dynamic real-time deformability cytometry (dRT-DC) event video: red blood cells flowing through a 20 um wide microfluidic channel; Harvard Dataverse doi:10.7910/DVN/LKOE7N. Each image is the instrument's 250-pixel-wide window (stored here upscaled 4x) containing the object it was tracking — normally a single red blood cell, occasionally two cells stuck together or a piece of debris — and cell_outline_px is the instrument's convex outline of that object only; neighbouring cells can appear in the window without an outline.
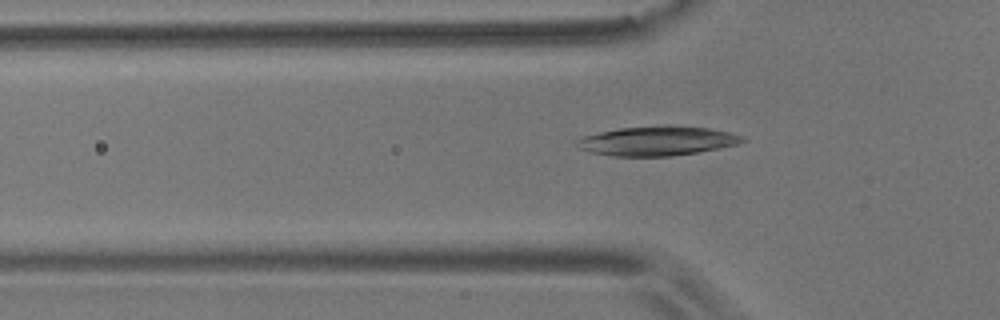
{"species": "common noctule bat (a hibernating species)", "species_latin": "Nyctalus noctula", "temperature_condition": "room temperature", "stored_images_in_passage": 54, "camera_frame_rate_fps": 3000, "um_per_image_px": 0.085, "animal": {"sex": "male", "body_mass_g": 17.9}, "frame": {"image": 1, "passage_image": 17, "time_ms": 5.333, "image_size_px": [1000, 320], "cell_outline_px": [[744, 140], [736, 144], [696, 152], [672, 156], [612, 156], [592, 152], [580, 148], [576, 144], [576, 140], [584, 136], [600, 132], [620, 128], [668, 124], [708, 128], [728, 132], [744, 136]], "centroid_in_image_um": [55.84, 11.96], "position_along_channel_um": 70.0, "area_um2": 28.15}}
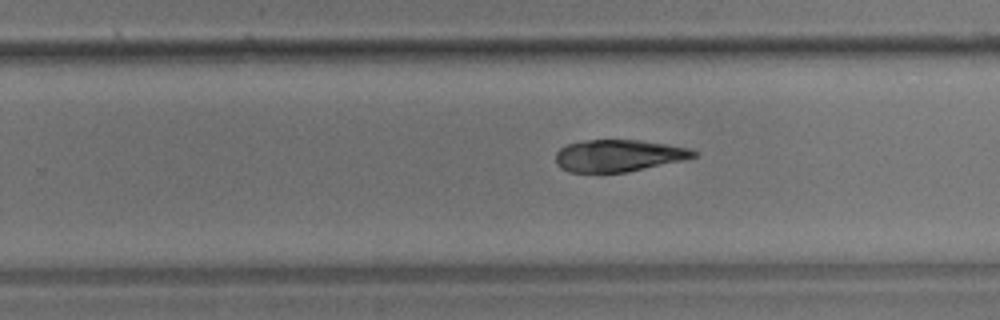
{"frame": {"image": 2, "passage_image": 34, "time_ms": 11.0, "image_size_px": [1000, 320], "cell_outline_px": [[700, 152], [696, 156], [684, 160], [628, 172], [568, 172], [560, 168], [556, 164], [556, 152], [560, 148], [568, 144], [584, 140], [640, 140], [688, 148]], "centroid_in_image_um": [52.57, 13.23], "position_along_channel_um": 277.2, "area_um2": 25.72}}
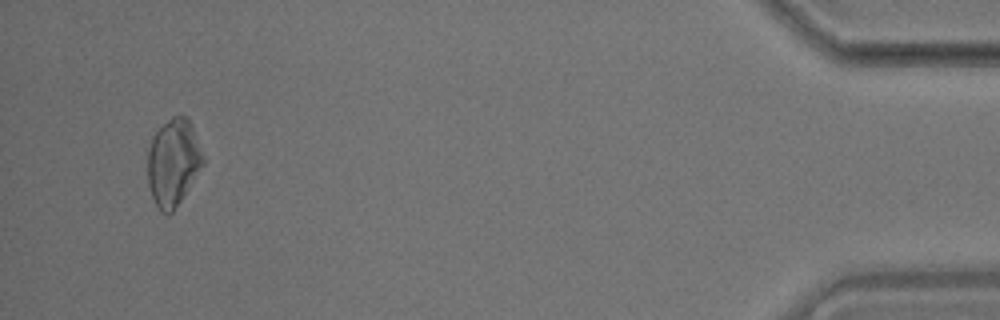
{"frame": {"image": 3, "passage_image": 52, "time_ms": 17.0, "image_size_px": [1000, 320], "cell_outline_px": [[204, 164], [172, 212], [168, 216], [160, 212], [152, 196], [148, 184], [148, 152], [152, 136], [172, 116], [184, 116], [192, 124], [204, 156]], "centroid_in_image_um": [14.73, 13.81], "position_along_channel_um": 420.5, "area_um2": 27.8}}